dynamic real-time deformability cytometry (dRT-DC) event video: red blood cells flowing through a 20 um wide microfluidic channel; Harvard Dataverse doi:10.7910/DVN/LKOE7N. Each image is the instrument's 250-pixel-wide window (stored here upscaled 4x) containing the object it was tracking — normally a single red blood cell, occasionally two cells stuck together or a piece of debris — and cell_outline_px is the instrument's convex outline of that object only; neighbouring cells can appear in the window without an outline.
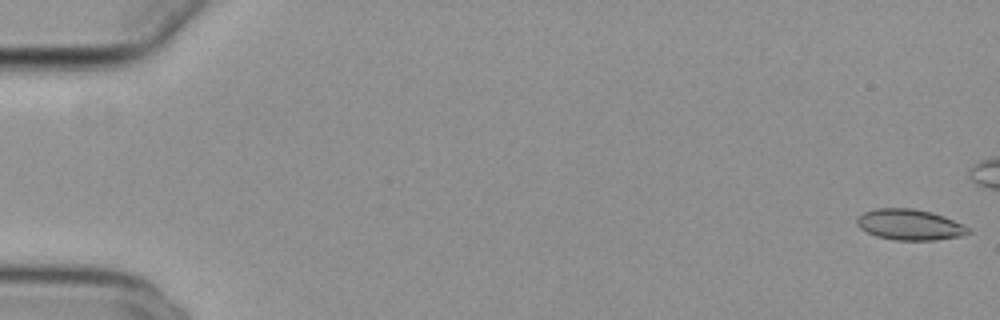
{"species": "common noctule bat (a hibernating species)", "species_latin": "Nyctalus noctula", "temperature_condition": "cold", "stored_images_in_passage": 45, "camera_frame_rate_fps": 3000, "um_per_image_px": 0.085, "animal": {"sex": "female", "body_mass_g": 29.2, "forearm_length_mm": 56.3}, "frame": {"image": 1, "passage_image": 1, "time_ms": 0.0, "image_size_px": [1000, 320], "cell_outline_px": [[972, 232], [960, 236], [932, 240], [896, 240], [876, 236], [860, 228], [856, 224], [856, 220], [864, 212], [876, 208], [912, 208], [932, 212], [944, 216], [968, 228]], "centroid_in_image_um": [77.3, 19.09], "position_along_channel_um": 7.7, "area_um2": 19.77}}
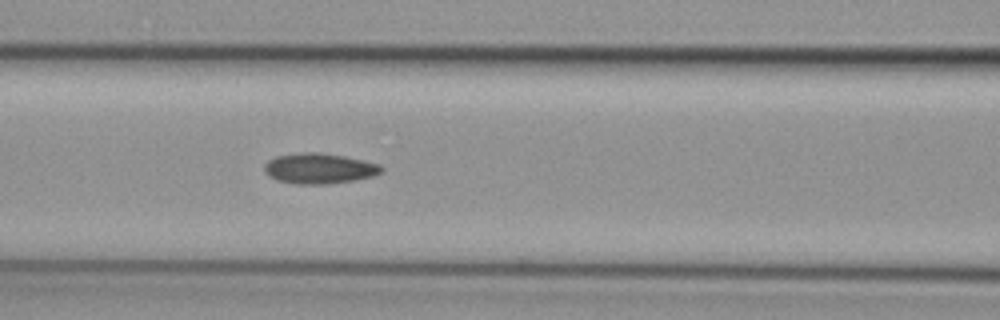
{"frame": {"image": 2, "passage_image": 24, "time_ms": 7.667, "image_size_px": [1000, 320], "cell_outline_px": [[384, 172], [372, 176], [356, 180], [328, 184], [292, 184], [276, 180], [268, 176], [264, 172], [264, 164], [268, 160], [276, 156], [304, 152], [320, 152], [344, 156], [364, 160], [380, 164], [384, 168]], "centroid_in_image_um": [27.14, 14.32], "position_along_channel_um": 139.5, "area_um2": 21.1}}
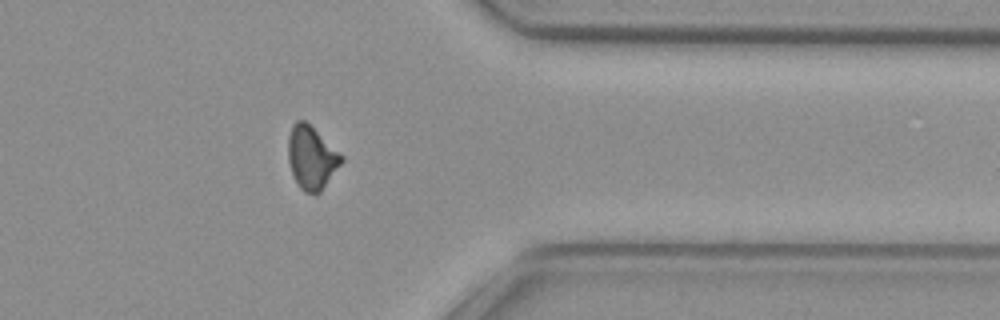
{"frame": {"image": 3, "passage_image": 44, "time_ms": 14.333, "image_size_px": [1000, 320], "cell_outline_px": [[344, 160], [320, 192], [316, 196], [304, 192], [300, 188], [292, 172], [288, 160], [288, 136], [292, 124], [296, 120], [304, 120], [344, 156]], "centroid_in_image_um": [26.48, 13.41], "position_along_channel_um": 384.9, "area_um2": 19.54}}